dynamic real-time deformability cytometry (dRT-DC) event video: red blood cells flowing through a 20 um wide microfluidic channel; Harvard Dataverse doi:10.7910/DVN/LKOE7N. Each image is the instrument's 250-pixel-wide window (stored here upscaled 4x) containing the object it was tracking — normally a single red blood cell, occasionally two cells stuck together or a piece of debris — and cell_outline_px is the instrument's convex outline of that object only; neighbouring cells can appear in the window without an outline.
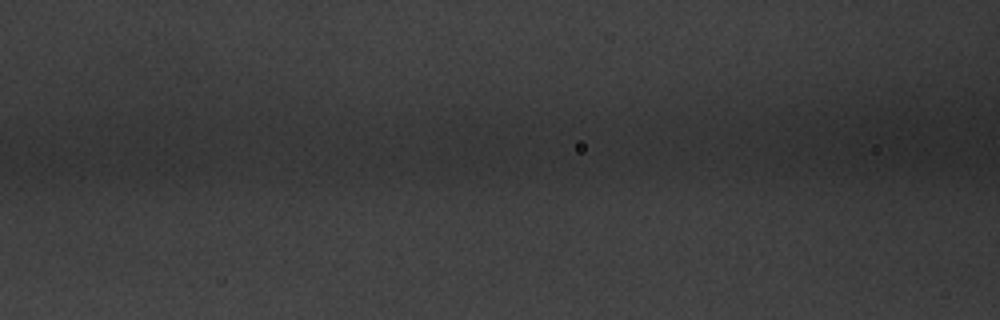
{"species": "common noctule bat (a hibernating species)", "species_latin": "Nyctalus noctula", "temperature_condition": "warm", "stored_images_in_passage": 3, "segment_of_instrument_passage": [2, 2], "camera_frame_rate_fps": 3000, "um_per_image_px": 0.085, "animal": {"sex": "male", "body_mass_g": 20.1, "forearm_length_mm": 53.5}, "frame": {"image": 1, "passage_image": 3, "time_ms": 0.667, "image_size_px": [1000, 320], "cell_outline_px": [[632, 156], [572, 168], [556, 156], [560, 140], [624, 140], [632, 152]], "centroid_in_image_um": [50.28, 12.89], "position_along_channel_um": 116.3, "area_um2": 11.5}}